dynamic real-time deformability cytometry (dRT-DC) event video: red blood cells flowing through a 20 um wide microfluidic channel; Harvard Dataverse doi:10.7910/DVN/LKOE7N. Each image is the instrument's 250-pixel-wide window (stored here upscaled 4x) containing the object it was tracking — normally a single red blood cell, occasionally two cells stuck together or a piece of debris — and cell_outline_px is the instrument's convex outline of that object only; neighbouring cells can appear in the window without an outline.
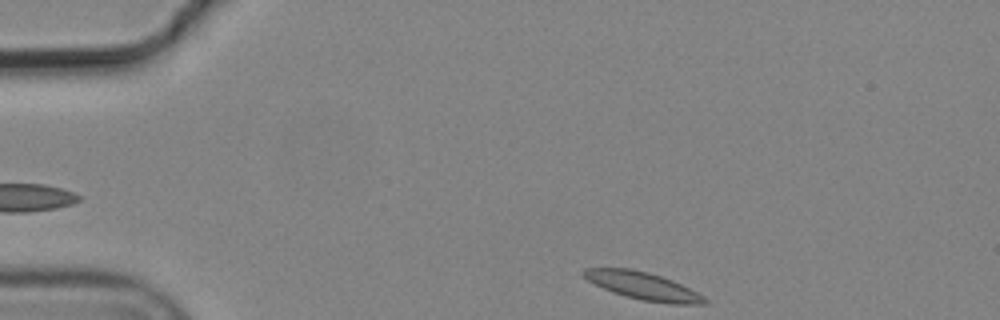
{"species": "common noctule bat (a hibernating species)", "species_latin": "Nyctalus noctula", "temperature_condition": "cold", "stored_images_in_passage": 2, "segment_of_instrument_passage": [2, 2], "camera_frame_rate_fps": 3000, "um_per_image_px": 0.085, "animal": {"sex": "male", "body_mass_g": 19.2, "forearm_length_mm": 51.8}, "frame": {"image": 1, "passage_image": 2, "time_ms": 0.333, "image_size_px": [1000, 320], "cell_outline_px": [[708, 304], [672, 304], [640, 300], [624, 296], [612, 292], [588, 280], [580, 272], [584, 268], [632, 268], [648, 272], [672, 280], [704, 296], [708, 300]], "centroid_in_image_um": [54.65, 24.3], "position_along_channel_um": 30.3, "area_um2": 19.36}}